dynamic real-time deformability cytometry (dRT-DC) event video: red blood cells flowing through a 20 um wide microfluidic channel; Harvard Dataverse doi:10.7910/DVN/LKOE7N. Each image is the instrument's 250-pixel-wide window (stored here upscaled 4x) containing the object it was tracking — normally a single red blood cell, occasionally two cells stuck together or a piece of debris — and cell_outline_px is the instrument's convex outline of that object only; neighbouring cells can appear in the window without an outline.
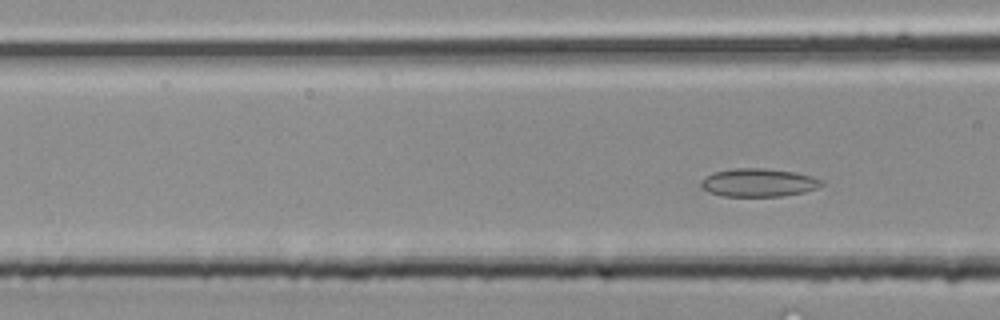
{"species": "common noctule bat (a hibernating species)", "species_latin": "Nyctalus noctula", "temperature_condition": "room temperature", "stored_images_in_passage": 4, "camera_frame_rate_fps": 3000, "um_per_image_px": 0.085, "animal": {"sex": "male", "body_mass_g": 20.4}, "frame": {"image": 1, "passage_image": 4, "time_ms": 1.0, "image_size_px": [1000, 320], "cell_outline_px": [[824, 184], [816, 188], [804, 192], [784, 196], [724, 196], [708, 192], [700, 188], [700, 180], [704, 176], [712, 172], [736, 168], [764, 168], [792, 172], [812, 176], [824, 180]], "centroid_in_image_um": [64.43, 15.52], "position_along_channel_um": 102.2, "area_um2": 20.0}}